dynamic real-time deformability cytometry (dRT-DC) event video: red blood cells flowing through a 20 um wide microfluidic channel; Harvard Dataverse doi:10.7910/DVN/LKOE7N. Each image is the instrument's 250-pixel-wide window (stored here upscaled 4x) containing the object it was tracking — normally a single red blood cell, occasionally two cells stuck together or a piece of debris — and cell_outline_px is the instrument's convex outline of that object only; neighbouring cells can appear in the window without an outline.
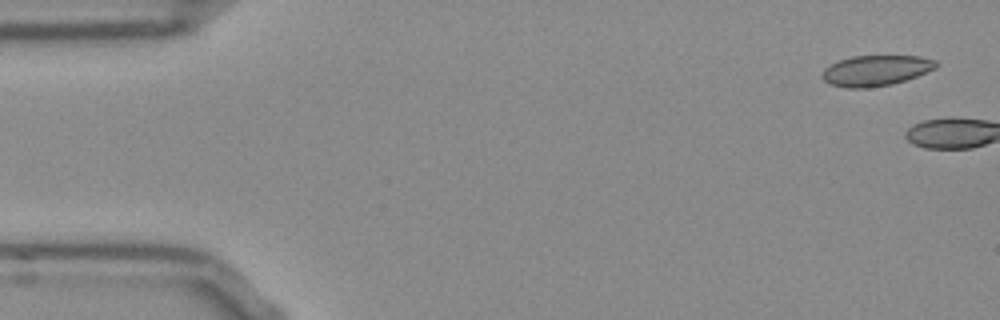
{"species": "Egyptian fruit bat (a non-hibernating species)", "species_latin": "Rousettus aegyptiacus", "temperature_condition": "room temperature", "stored_images_in_passage": 3, "camera_frame_rate_fps": 3000, "um_per_image_px": 0.085, "frame": {"image": 1, "passage_image": 1, "time_ms": 0.0, "image_size_px": [1000, 320], "cell_outline_px": [[936, 68], [916, 76], [892, 84], [864, 88], [848, 88], [828, 84], [820, 76], [824, 68], [840, 60], [852, 56], [920, 56], [936, 60]], "centroid_in_image_um": [74.41, 6.0], "position_along_channel_um": 10.6, "area_um2": 20.17}}